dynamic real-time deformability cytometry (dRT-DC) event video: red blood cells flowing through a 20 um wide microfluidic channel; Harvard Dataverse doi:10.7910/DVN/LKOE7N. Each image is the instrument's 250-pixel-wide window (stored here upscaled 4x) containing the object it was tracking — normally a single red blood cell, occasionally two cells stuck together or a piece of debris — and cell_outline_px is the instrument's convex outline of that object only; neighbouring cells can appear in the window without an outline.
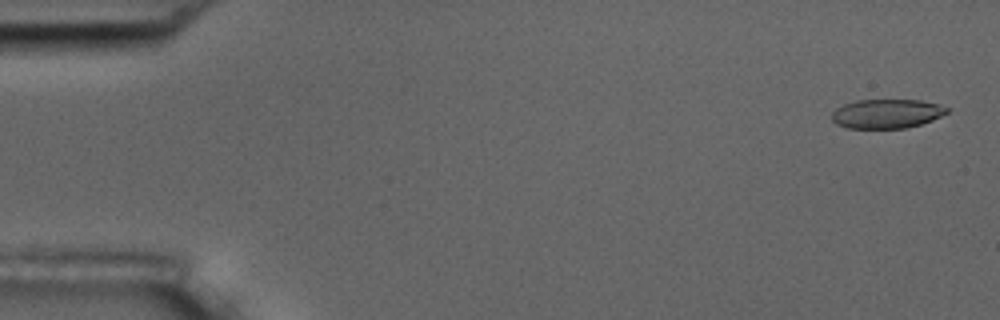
{"species": "common noctule bat (a hibernating species)", "species_latin": "Nyctalus noctula", "temperature_condition": "room temperature", "stored_images_in_passage": 58, "camera_frame_rate_fps": 3000, "um_per_image_px": 0.085, "animal": {"sex": "male", "body_mass_g": 17.5, "forearm_length_mm": 52.3}, "frame": {"image": 1, "passage_image": 2, "time_ms": 0.333, "image_size_px": [1000, 320], "cell_outline_px": [[948, 112], [932, 120], [908, 128], [848, 128], [836, 124], [832, 120], [832, 112], [836, 108], [844, 104], [856, 100], [920, 100], [940, 104], [948, 108]], "centroid_in_image_um": [75.36, 9.66], "position_along_channel_um": 9.6, "area_um2": 19.59}}
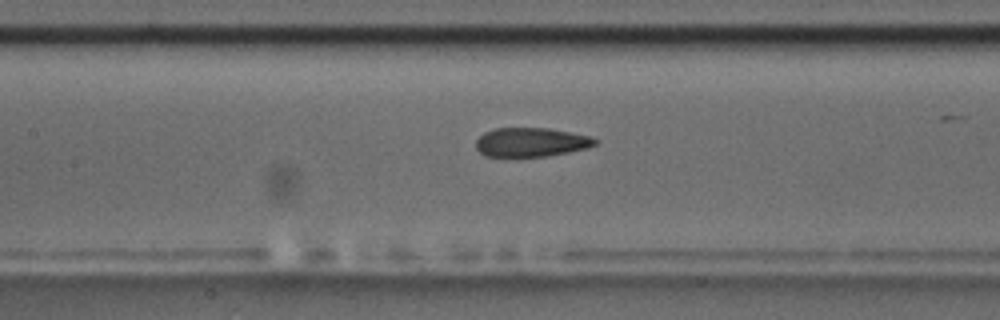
{"frame": {"image": 2, "passage_image": 26, "time_ms": 8.333, "image_size_px": [1000, 320], "cell_outline_px": [[600, 140], [596, 144], [588, 148], [548, 156], [484, 156], [476, 148], [476, 140], [484, 132], [496, 128], [548, 128], [592, 136]], "centroid_in_image_um": [45.17, 12.08], "position_along_channel_um": 162.2, "area_um2": 20.23}}
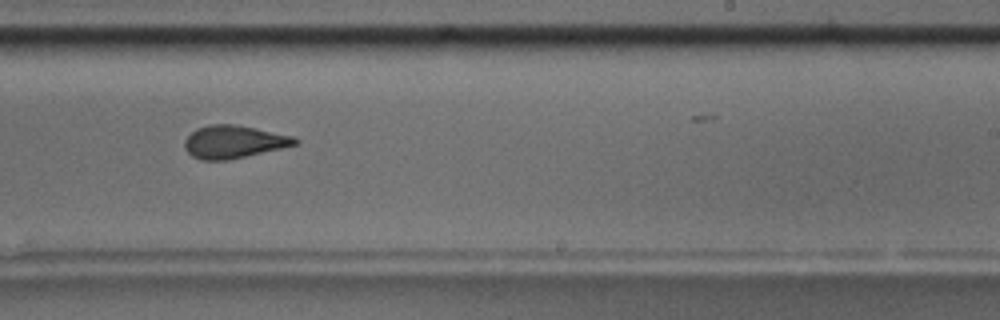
{"frame": {"image": 3, "passage_image": 35, "time_ms": 11.333, "image_size_px": [1000, 320], "cell_outline_px": [[300, 140], [296, 144], [280, 148], [228, 160], [200, 160], [192, 156], [184, 148], [184, 140], [196, 128], [208, 124], [232, 124], [256, 128], [296, 136]], "centroid_in_image_um": [19.85, 12.04], "position_along_channel_um": 269.1, "area_um2": 21.1}, "authors_computed_cell_mechanics": {"area_um2": 21.4149, "velocity_mm_per_s": 3.5798, "shape_relaxation_time_tau1_ms": null, "shape_relaxation_time_tau2_ms": 2.1212, "deformation_change_tau1": null, "deformation_change_tau2": 0.085}}